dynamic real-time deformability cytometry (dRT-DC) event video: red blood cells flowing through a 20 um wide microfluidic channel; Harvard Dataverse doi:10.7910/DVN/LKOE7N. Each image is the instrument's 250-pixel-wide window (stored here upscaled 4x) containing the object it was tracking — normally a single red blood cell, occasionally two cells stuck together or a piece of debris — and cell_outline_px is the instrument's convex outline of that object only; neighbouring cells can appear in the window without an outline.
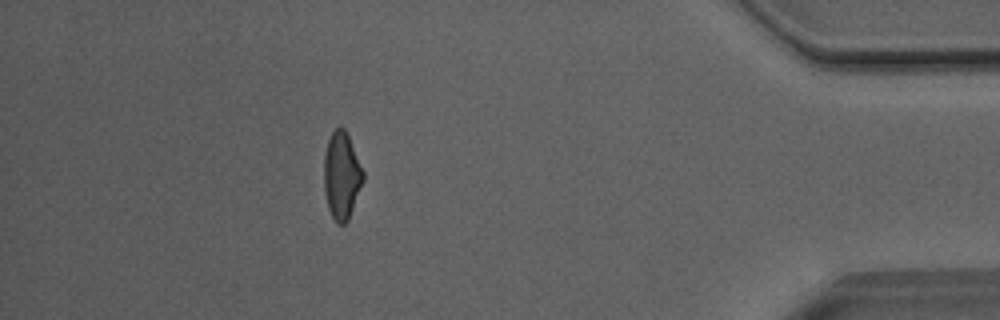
{"species": "Egyptian fruit bat (a non-hibernating species)", "species_latin": "Rousettus aegyptiacus", "temperature_condition": "room temperature", "stored_images_in_passage": 39, "camera_frame_rate_fps": 3000, "um_per_image_px": 0.085, "animal": {"sex": "male"}, "frame": {"image": 1, "passage_image": 39, "time_ms": 12.667, "image_size_px": [1000, 320], "cell_outline_px": [[364, 180], [348, 220], [344, 224], [336, 224], [328, 208], [324, 192], [324, 156], [328, 140], [332, 132], [340, 124], [348, 132], [364, 172]], "centroid_in_image_um": [29.04, 14.89], "position_along_channel_um": 406.2, "area_um2": 20.17}, "authors_computed_cell_mechanics": {"area_um2": 20.6924, "velocity_mm_per_s": 4.0742, "shape_relaxation_time_tau1_ms": 5.3887, "shape_relaxation_time_tau2_ms": 1.9593, "deformation_change_tau1": 0.1537, "deformation_change_tau2": 0.076}}